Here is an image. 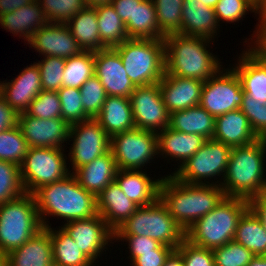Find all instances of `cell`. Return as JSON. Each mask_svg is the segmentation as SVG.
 Segmentation results:
<instances>
[{
    "mask_svg": "<svg viewBox=\"0 0 266 266\" xmlns=\"http://www.w3.org/2000/svg\"><path fill=\"white\" fill-rule=\"evenodd\" d=\"M180 182L173 175L163 177L159 198L166 205L171 217L186 232L197 220L212 211L225 196L221 186Z\"/></svg>",
    "mask_w": 266,
    "mask_h": 266,
    "instance_id": "cell-1",
    "label": "cell"
},
{
    "mask_svg": "<svg viewBox=\"0 0 266 266\" xmlns=\"http://www.w3.org/2000/svg\"><path fill=\"white\" fill-rule=\"evenodd\" d=\"M33 196L43 228L47 216H57L66 222L89 219L97 215L96 197L86 191L70 173L64 179L38 188Z\"/></svg>",
    "mask_w": 266,
    "mask_h": 266,
    "instance_id": "cell-2",
    "label": "cell"
},
{
    "mask_svg": "<svg viewBox=\"0 0 266 266\" xmlns=\"http://www.w3.org/2000/svg\"><path fill=\"white\" fill-rule=\"evenodd\" d=\"M266 138L231 149L223 182L225 196L249 200L266 192Z\"/></svg>",
    "mask_w": 266,
    "mask_h": 266,
    "instance_id": "cell-3",
    "label": "cell"
},
{
    "mask_svg": "<svg viewBox=\"0 0 266 266\" xmlns=\"http://www.w3.org/2000/svg\"><path fill=\"white\" fill-rule=\"evenodd\" d=\"M164 41L166 74L206 81L221 69L218 58L206 49L210 39L178 33Z\"/></svg>",
    "mask_w": 266,
    "mask_h": 266,
    "instance_id": "cell-4",
    "label": "cell"
},
{
    "mask_svg": "<svg viewBox=\"0 0 266 266\" xmlns=\"http://www.w3.org/2000/svg\"><path fill=\"white\" fill-rule=\"evenodd\" d=\"M247 209L248 200L224 196L212 211L185 232V238L207 249L222 247L234 240L238 221Z\"/></svg>",
    "mask_w": 266,
    "mask_h": 266,
    "instance_id": "cell-5",
    "label": "cell"
},
{
    "mask_svg": "<svg viewBox=\"0 0 266 266\" xmlns=\"http://www.w3.org/2000/svg\"><path fill=\"white\" fill-rule=\"evenodd\" d=\"M135 86L159 83L165 74L164 39L129 38L114 47Z\"/></svg>",
    "mask_w": 266,
    "mask_h": 266,
    "instance_id": "cell-6",
    "label": "cell"
},
{
    "mask_svg": "<svg viewBox=\"0 0 266 266\" xmlns=\"http://www.w3.org/2000/svg\"><path fill=\"white\" fill-rule=\"evenodd\" d=\"M114 235L148 236L174 250L185 239V231L171 217L160 198L151 205L139 207L114 231Z\"/></svg>",
    "mask_w": 266,
    "mask_h": 266,
    "instance_id": "cell-7",
    "label": "cell"
},
{
    "mask_svg": "<svg viewBox=\"0 0 266 266\" xmlns=\"http://www.w3.org/2000/svg\"><path fill=\"white\" fill-rule=\"evenodd\" d=\"M41 224L33 194L0 205V251L9 254L36 235Z\"/></svg>",
    "mask_w": 266,
    "mask_h": 266,
    "instance_id": "cell-8",
    "label": "cell"
},
{
    "mask_svg": "<svg viewBox=\"0 0 266 266\" xmlns=\"http://www.w3.org/2000/svg\"><path fill=\"white\" fill-rule=\"evenodd\" d=\"M62 149L29 147L20 166L21 180L26 193L60 181L70 174Z\"/></svg>",
    "mask_w": 266,
    "mask_h": 266,
    "instance_id": "cell-9",
    "label": "cell"
},
{
    "mask_svg": "<svg viewBox=\"0 0 266 266\" xmlns=\"http://www.w3.org/2000/svg\"><path fill=\"white\" fill-rule=\"evenodd\" d=\"M231 149L220 141L207 139L205 144L172 175L180 182L189 184H209L205 180L214 176L222 175L224 179Z\"/></svg>",
    "mask_w": 266,
    "mask_h": 266,
    "instance_id": "cell-10",
    "label": "cell"
},
{
    "mask_svg": "<svg viewBox=\"0 0 266 266\" xmlns=\"http://www.w3.org/2000/svg\"><path fill=\"white\" fill-rule=\"evenodd\" d=\"M118 170H139L158 155L157 133L133 128L110 137Z\"/></svg>",
    "mask_w": 266,
    "mask_h": 266,
    "instance_id": "cell-11",
    "label": "cell"
},
{
    "mask_svg": "<svg viewBox=\"0 0 266 266\" xmlns=\"http://www.w3.org/2000/svg\"><path fill=\"white\" fill-rule=\"evenodd\" d=\"M224 72L219 70L204 81L200 97L199 105L215 118L240 109L245 94L240 78L233 67L225 69Z\"/></svg>",
    "mask_w": 266,
    "mask_h": 266,
    "instance_id": "cell-12",
    "label": "cell"
},
{
    "mask_svg": "<svg viewBox=\"0 0 266 266\" xmlns=\"http://www.w3.org/2000/svg\"><path fill=\"white\" fill-rule=\"evenodd\" d=\"M70 138L74 139L69 153L73 172L110 151V136L95 118L71 124Z\"/></svg>",
    "mask_w": 266,
    "mask_h": 266,
    "instance_id": "cell-13",
    "label": "cell"
},
{
    "mask_svg": "<svg viewBox=\"0 0 266 266\" xmlns=\"http://www.w3.org/2000/svg\"><path fill=\"white\" fill-rule=\"evenodd\" d=\"M129 99L135 128L158 133L169 126L170 113L163 102L159 83L136 86Z\"/></svg>",
    "mask_w": 266,
    "mask_h": 266,
    "instance_id": "cell-14",
    "label": "cell"
},
{
    "mask_svg": "<svg viewBox=\"0 0 266 266\" xmlns=\"http://www.w3.org/2000/svg\"><path fill=\"white\" fill-rule=\"evenodd\" d=\"M62 228L93 263L108 246V242L114 239V231L99 214L89 219L67 222Z\"/></svg>",
    "mask_w": 266,
    "mask_h": 266,
    "instance_id": "cell-15",
    "label": "cell"
},
{
    "mask_svg": "<svg viewBox=\"0 0 266 266\" xmlns=\"http://www.w3.org/2000/svg\"><path fill=\"white\" fill-rule=\"evenodd\" d=\"M18 126L29 147L62 149L68 141L70 124L63 118L41 119L19 113Z\"/></svg>",
    "mask_w": 266,
    "mask_h": 266,
    "instance_id": "cell-16",
    "label": "cell"
},
{
    "mask_svg": "<svg viewBox=\"0 0 266 266\" xmlns=\"http://www.w3.org/2000/svg\"><path fill=\"white\" fill-rule=\"evenodd\" d=\"M94 75L101 81L107 96L129 98L136 88L114 48L94 52Z\"/></svg>",
    "mask_w": 266,
    "mask_h": 266,
    "instance_id": "cell-17",
    "label": "cell"
},
{
    "mask_svg": "<svg viewBox=\"0 0 266 266\" xmlns=\"http://www.w3.org/2000/svg\"><path fill=\"white\" fill-rule=\"evenodd\" d=\"M28 43L43 56L63 59L83 51L65 23L48 22L31 36Z\"/></svg>",
    "mask_w": 266,
    "mask_h": 266,
    "instance_id": "cell-18",
    "label": "cell"
},
{
    "mask_svg": "<svg viewBox=\"0 0 266 266\" xmlns=\"http://www.w3.org/2000/svg\"><path fill=\"white\" fill-rule=\"evenodd\" d=\"M204 81L164 74L159 82L163 102L171 114L199 105Z\"/></svg>",
    "mask_w": 266,
    "mask_h": 266,
    "instance_id": "cell-19",
    "label": "cell"
},
{
    "mask_svg": "<svg viewBox=\"0 0 266 266\" xmlns=\"http://www.w3.org/2000/svg\"><path fill=\"white\" fill-rule=\"evenodd\" d=\"M41 91L40 71L36 62L24 68L11 82H0V95L18 113L25 112Z\"/></svg>",
    "mask_w": 266,
    "mask_h": 266,
    "instance_id": "cell-20",
    "label": "cell"
},
{
    "mask_svg": "<svg viewBox=\"0 0 266 266\" xmlns=\"http://www.w3.org/2000/svg\"><path fill=\"white\" fill-rule=\"evenodd\" d=\"M244 52L233 68L240 78L245 93L243 101H257L264 105L266 104V64L251 49Z\"/></svg>",
    "mask_w": 266,
    "mask_h": 266,
    "instance_id": "cell-21",
    "label": "cell"
},
{
    "mask_svg": "<svg viewBox=\"0 0 266 266\" xmlns=\"http://www.w3.org/2000/svg\"><path fill=\"white\" fill-rule=\"evenodd\" d=\"M97 213L115 231L139 208L121 190L116 181L111 182L96 197Z\"/></svg>",
    "mask_w": 266,
    "mask_h": 266,
    "instance_id": "cell-22",
    "label": "cell"
},
{
    "mask_svg": "<svg viewBox=\"0 0 266 266\" xmlns=\"http://www.w3.org/2000/svg\"><path fill=\"white\" fill-rule=\"evenodd\" d=\"M212 139L234 148L251 144L259 138L253 132L245 114L237 109L216 117Z\"/></svg>",
    "mask_w": 266,
    "mask_h": 266,
    "instance_id": "cell-23",
    "label": "cell"
},
{
    "mask_svg": "<svg viewBox=\"0 0 266 266\" xmlns=\"http://www.w3.org/2000/svg\"><path fill=\"white\" fill-rule=\"evenodd\" d=\"M117 172L116 161L112 152L109 151L76 169L72 174L86 191L97 197L111 182L115 181Z\"/></svg>",
    "mask_w": 266,
    "mask_h": 266,
    "instance_id": "cell-24",
    "label": "cell"
},
{
    "mask_svg": "<svg viewBox=\"0 0 266 266\" xmlns=\"http://www.w3.org/2000/svg\"><path fill=\"white\" fill-rule=\"evenodd\" d=\"M8 266H54L50 231L41 229L36 235L8 254Z\"/></svg>",
    "mask_w": 266,
    "mask_h": 266,
    "instance_id": "cell-25",
    "label": "cell"
},
{
    "mask_svg": "<svg viewBox=\"0 0 266 266\" xmlns=\"http://www.w3.org/2000/svg\"><path fill=\"white\" fill-rule=\"evenodd\" d=\"M182 7L180 34L212 40L220 26L214 9L203 5L200 0H184Z\"/></svg>",
    "mask_w": 266,
    "mask_h": 266,
    "instance_id": "cell-26",
    "label": "cell"
},
{
    "mask_svg": "<svg viewBox=\"0 0 266 266\" xmlns=\"http://www.w3.org/2000/svg\"><path fill=\"white\" fill-rule=\"evenodd\" d=\"M161 180H152L141 169L118 170L115 177L123 193L139 207L151 205L159 198Z\"/></svg>",
    "mask_w": 266,
    "mask_h": 266,
    "instance_id": "cell-27",
    "label": "cell"
},
{
    "mask_svg": "<svg viewBox=\"0 0 266 266\" xmlns=\"http://www.w3.org/2000/svg\"><path fill=\"white\" fill-rule=\"evenodd\" d=\"M207 141L198 134H187L173 130L169 126L157 133L158 154L172 159L179 160L183 165L193 156ZM167 155V156H166Z\"/></svg>",
    "mask_w": 266,
    "mask_h": 266,
    "instance_id": "cell-28",
    "label": "cell"
},
{
    "mask_svg": "<svg viewBox=\"0 0 266 266\" xmlns=\"http://www.w3.org/2000/svg\"><path fill=\"white\" fill-rule=\"evenodd\" d=\"M47 23L44 11L37 0L0 16V24L5 30L12 34H19V37H24L23 39L27 42L37 30Z\"/></svg>",
    "mask_w": 266,
    "mask_h": 266,
    "instance_id": "cell-29",
    "label": "cell"
},
{
    "mask_svg": "<svg viewBox=\"0 0 266 266\" xmlns=\"http://www.w3.org/2000/svg\"><path fill=\"white\" fill-rule=\"evenodd\" d=\"M95 119L110 137L135 128L130 99L126 97L107 96Z\"/></svg>",
    "mask_w": 266,
    "mask_h": 266,
    "instance_id": "cell-30",
    "label": "cell"
},
{
    "mask_svg": "<svg viewBox=\"0 0 266 266\" xmlns=\"http://www.w3.org/2000/svg\"><path fill=\"white\" fill-rule=\"evenodd\" d=\"M83 51H99L107 47L100 39L95 7H86L65 23Z\"/></svg>",
    "mask_w": 266,
    "mask_h": 266,
    "instance_id": "cell-31",
    "label": "cell"
},
{
    "mask_svg": "<svg viewBox=\"0 0 266 266\" xmlns=\"http://www.w3.org/2000/svg\"><path fill=\"white\" fill-rule=\"evenodd\" d=\"M216 118L200 105L170 114L169 127L175 131L212 139Z\"/></svg>",
    "mask_w": 266,
    "mask_h": 266,
    "instance_id": "cell-32",
    "label": "cell"
},
{
    "mask_svg": "<svg viewBox=\"0 0 266 266\" xmlns=\"http://www.w3.org/2000/svg\"><path fill=\"white\" fill-rule=\"evenodd\" d=\"M129 38L164 39L157 23V15L152 0L135 2V12L126 24Z\"/></svg>",
    "mask_w": 266,
    "mask_h": 266,
    "instance_id": "cell-33",
    "label": "cell"
},
{
    "mask_svg": "<svg viewBox=\"0 0 266 266\" xmlns=\"http://www.w3.org/2000/svg\"><path fill=\"white\" fill-rule=\"evenodd\" d=\"M47 229L50 231L54 266L94 265L62 227L58 231L53 230L51 226H48Z\"/></svg>",
    "mask_w": 266,
    "mask_h": 266,
    "instance_id": "cell-34",
    "label": "cell"
},
{
    "mask_svg": "<svg viewBox=\"0 0 266 266\" xmlns=\"http://www.w3.org/2000/svg\"><path fill=\"white\" fill-rule=\"evenodd\" d=\"M234 240L254 255H266V231L249 208L238 221Z\"/></svg>",
    "mask_w": 266,
    "mask_h": 266,
    "instance_id": "cell-35",
    "label": "cell"
},
{
    "mask_svg": "<svg viewBox=\"0 0 266 266\" xmlns=\"http://www.w3.org/2000/svg\"><path fill=\"white\" fill-rule=\"evenodd\" d=\"M100 39L107 48H114L129 39L126 25L110 4L95 6Z\"/></svg>",
    "mask_w": 266,
    "mask_h": 266,
    "instance_id": "cell-36",
    "label": "cell"
},
{
    "mask_svg": "<svg viewBox=\"0 0 266 266\" xmlns=\"http://www.w3.org/2000/svg\"><path fill=\"white\" fill-rule=\"evenodd\" d=\"M94 75V52L82 51L67 58L63 72L62 87L78 88Z\"/></svg>",
    "mask_w": 266,
    "mask_h": 266,
    "instance_id": "cell-37",
    "label": "cell"
},
{
    "mask_svg": "<svg viewBox=\"0 0 266 266\" xmlns=\"http://www.w3.org/2000/svg\"><path fill=\"white\" fill-rule=\"evenodd\" d=\"M155 6L157 23L164 38L170 34H180L182 5L184 0H152Z\"/></svg>",
    "mask_w": 266,
    "mask_h": 266,
    "instance_id": "cell-38",
    "label": "cell"
},
{
    "mask_svg": "<svg viewBox=\"0 0 266 266\" xmlns=\"http://www.w3.org/2000/svg\"><path fill=\"white\" fill-rule=\"evenodd\" d=\"M29 150L19 126L0 132V160L21 166Z\"/></svg>",
    "mask_w": 266,
    "mask_h": 266,
    "instance_id": "cell-39",
    "label": "cell"
},
{
    "mask_svg": "<svg viewBox=\"0 0 266 266\" xmlns=\"http://www.w3.org/2000/svg\"><path fill=\"white\" fill-rule=\"evenodd\" d=\"M20 166L0 160V205L24 195Z\"/></svg>",
    "mask_w": 266,
    "mask_h": 266,
    "instance_id": "cell-40",
    "label": "cell"
},
{
    "mask_svg": "<svg viewBox=\"0 0 266 266\" xmlns=\"http://www.w3.org/2000/svg\"><path fill=\"white\" fill-rule=\"evenodd\" d=\"M48 22L66 23L87 7L84 0H37Z\"/></svg>",
    "mask_w": 266,
    "mask_h": 266,
    "instance_id": "cell-41",
    "label": "cell"
},
{
    "mask_svg": "<svg viewBox=\"0 0 266 266\" xmlns=\"http://www.w3.org/2000/svg\"><path fill=\"white\" fill-rule=\"evenodd\" d=\"M57 92L61 103V118L70 125L90 119L84 112L80 89L61 87Z\"/></svg>",
    "mask_w": 266,
    "mask_h": 266,
    "instance_id": "cell-42",
    "label": "cell"
},
{
    "mask_svg": "<svg viewBox=\"0 0 266 266\" xmlns=\"http://www.w3.org/2000/svg\"><path fill=\"white\" fill-rule=\"evenodd\" d=\"M80 91L84 112L90 118H95L100 113L107 97L101 81L93 75L80 87Z\"/></svg>",
    "mask_w": 266,
    "mask_h": 266,
    "instance_id": "cell-43",
    "label": "cell"
},
{
    "mask_svg": "<svg viewBox=\"0 0 266 266\" xmlns=\"http://www.w3.org/2000/svg\"><path fill=\"white\" fill-rule=\"evenodd\" d=\"M248 11L258 12L261 17L262 9L253 0H219L214 7L218 23L220 20L238 22Z\"/></svg>",
    "mask_w": 266,
    "mask_h": 266,
    "instance_id": "cell-44",
    "label": "cell"
},
{
    "mask_svg": "<svg viewBox=\"0 0 266 266\" xmlns=\"http://www.w3.org/2000/svg\"><path fill=\"white\" fill-rule=\"evenodd\" d=\"M43 59L36 63L40 71L42 90L57 92L62 87L66 59L56 56H45Z\"/></svg>",
    "mask_w": 266,
    "mask_h": 266,
    "instance_id": "cell-45",
    "label": "cell"
},
{
    "mask_svg": "<svg viewBox=\"0 0 266 266\" xmlns=\"http://www.w3.org/2000/svg\"><path fill=\"white\" fill-rule=\"evenodd\" d=\"M215 266H247L255 256L249 249L231 240L213 249Z\"/></svg>",
    "mask_w": 266,
    "mask_h": 266,
    "instance_id": "cell-46",
    "label": "cell"
},
{
    "mask_svg": "<svg viewBox=\"0 0 266 266\" xmlns=\"http://www.w3.org/2000/svg\"><path fill=\"white\" fill-rule=\"evenodd\" d=\"M27 115L41 118H61V103L58 92L42 90L25 111Z\"/></svg>",
    "mask_w": 266,
    "mask_h": 266,
    "instance_id": "cell-47",
    "label": "cell"
},
{
    "mask_svg": "<svg viewBox=\"0 0 266 266\" xmlns=\"http://www.w3.org/2000/svg\"><path fill=\"white\" fill-rule=\"evenodd\" d=\"M175 250L181 255L184 266H215L212 249L197 246L186 238Z\"/></svg>",
    "mask_w": 266,
    "mask_h": 266,
    "instance_id": "cell-48",
    "label": "cell"
},
{
    "mask_svg": "<svg viewBox=\"0 0 266 266\" xmlns=\"http://www.w3.org/2000/svg\"><path fill=\"white\" fill-rule=\"evenodd\" d=\"M240 110L247 117L258 138H266V104L257 101H242Z\"/></svg>",
    "mask_w": 266,
    "mask_h": 266,
    "instance_id": "cell-49",
    "label": "cell"
},
{
    "mask_svg": "<svg viewBox=\"0 0 266 266\" xmlns=\"http://www.w3.org/2000/svg\"><path fill=\"white\" fill-rule=\"evenodd\" d=\"M122 238V239H121ZM125 240L129 245L130 260L133 261L135 258L140 256V253L153 252L158 249L162 244L148 236L141 235H114V240Z\"/></svg>",
    "mask_w": 266,
    "mask_h": 266,
    "instance_id": "cell-50",
    "label": "cell"
},
{
    "mask_svg": "<svg viewBox=\"0 0 266 266\" xmlns=\"http://www.w3.org/2000/svg\"><path fill=\"white\" fill-rule=\"evenodd\" d=\"M174 249L167 245H161L153 252L140 253L131 263L132 266H163L166 258Z\"/></svg>",
    "mask_w": 266,
    "mask_h": 266,
    "instance_id": "cell-51",
    "label": "cell"
},
{
    "mask_svg": "<svg viewBox=\"0 0 266 266\" xmlns=\"http://www.w3.org/2000/svg\"><path fill=\"white\" fill-rule=\"evenodd\" d=\"M19 113L0 95V132L18 126Z\"/></svg>",
    "mask_w": 266,
    "mask_h": 266,
    "instance_id": "cell-52",
    "label": "cell"
},
{
    "mask_svg": "<svg viewBox=\"0 0 266 266\" xmlns=\"http://www.w3.org/2000/svg\"><path fill=\"white\" fill-rule=\"evenodd\" d=\"M135 2H141V0H111V5L115 8L117 15L126 24L133 18Z\"/></svg>",
    "mask_w": 266,
    "mask_h": 266,
    "instance_id": "cell-53",
    "label": "cell"
},
{
    "mask_svg": "<svg viewBox=\"0 0 266 266\" xmlns=\"http://www.w3.org/2000/svg\"><path fill=\"white\" fill-rule=\"evenodd\" d=\"M248 208L261 221L266 231V192L249 199Z\"/></svg>",
    "mask_w": 266,
    "mask_h": 266,
    "instance_id": "cell-54",
    "label": "cell"
},
{
    "mask_svg": "<svg viewBox=\"0 0 266 266\" xmlns=\"http://www.w3.org/2000/svg\"><path fill=\"white\" fill-rule=\"evenodd\" d=\"M36 0H0V16L13 12L17 8L29 5Z\"/></svg>",
    "mask_w": 266,
    "mask_h": 266,
    "instance_id": "cell-55",
    "label": "cell"
},
{
    "mask_svg": "<svg viewBox=\"0 0 266 266\" xmlns=\"http://www.w3.org/2000/svg\"><path fill=\"white\" fill-rule=\"evenodd\" d=\"M260 24H258L259 27H257V31H254L256 36L254 38H257L256 41L266 50V10L262 11L261 17H260ZM257 32V33H256Z\"/></svg>",
    "mask_w": 266,
    "mask_h": 266,
    "instance_id": "cell-56",
    "label": "cell"
},
{
    "mask_svg": "<svg viewBox=\"0 0 266 266\" xmlns=\"http://www.w3.org/2000/svg\"><path fill=\"white\" fill-rule=\"evenodd\" d=\"M163 266H184L181 255L173 250L166 258Z\"/></svg>",
    "mask_w": 266,
    "mask_h": 266,
    "instance_id": "cell-57",
    "label": "cell"
},
{
    "mask_svg": "<svg viewBox=\"0 0 266 266\" xmlns=\"http://www.w3.org/2000/svg\"><path fill=\"white\" fill-rule=\"evenodd\" d=\"M254 44L256 47H250V49L266 64V50L257 41Z\"/></svg>",
    "mask_w": 266,
    "mask_h": 266,
    "instance_id": "cell-58",
    "label": "cell"
},
{
    "mask_svg": "<svg viewBox=\"0 0 266 266\" xmlns=\"http://www.w3.org/2000/svg\"><path fill=\"white\" fill-rule=\"evenodd\" d=\"M247 266H266V255H255Z\"/></svg>",
    "mask_w": 266,
    "mask_h": 266,
    "instance_id": "cell-59",
    "label": "cell"
},
{
    "mask_svg": "<svg viewBox=\"0 0 266 266\" xmlns=\"http://www.w3.org/2000/svg\"><path fill=\"white\" fill-rule=\"evenodd\" d=\"M87 7H95L103 4H110L111 0H84Z\"/></svg>",
    "mask_w": 266,
    "mask_h": 266,
    "instance_id": "cell-60",
    "label": "cell"
},
{
    "mask_svg": "<svg viewBox=\"0 0 266 266\" xmlns=\"http://www.w3.org/2000/svg\"><path fill=\"white\" fill-rule=\"evenodd\" d=\"M0 266H8V254L0 251Z\"/></svg>",
    "mask_w": 266,
    "mask_h": 266,
    "instance_id": "cell-61",
    "label": "cell"
},
{
    "mask_svg": "<svg viewBox=\"0 0 266 266\" xmlns=\"http://www.w3.org/2000/svg\"><path fill=\"white\" fill-rule=\"evenodd\" d=\"M200 1L203 3V5L214 9L219 0H200Z\"/></svg>",
    "mask_w": 266,
    "mask_h": 266,
    "instance_id": "cell-62",
    "label": "cell"
},
{
    "mask_svg": "<svg viewBox=\"0 0 266 266\" xmlns=\"http://www.w3.org/2000/svg\"><path fill=\"white\" fill-rule=\"evenodd\" d=\"M261 9L266 10V0H253Z\"/></svg>",
    "mask_w": 266,
    "mask_h": 266,
    "instance_id": "cell-63",
    "label": "cell"
}]
</instances>
